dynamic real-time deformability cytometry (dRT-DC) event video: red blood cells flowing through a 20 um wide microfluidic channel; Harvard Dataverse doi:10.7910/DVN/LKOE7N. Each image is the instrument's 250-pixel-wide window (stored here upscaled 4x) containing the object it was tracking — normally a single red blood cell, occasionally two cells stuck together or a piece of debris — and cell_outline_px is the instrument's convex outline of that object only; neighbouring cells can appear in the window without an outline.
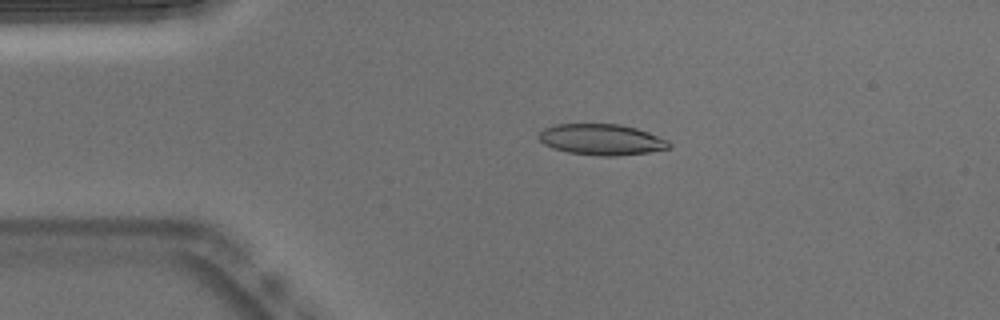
{"species": "Egyptian fruit bat (a non-hibernating species)", "species_latin": "Rousettus aegyptiacus", "temperature_condition": "warm", "stored_images_in_passage": 44, "camera_frame_rate_fps": 3000, "um_per_image_px": 0.085, "animal": {"sex": "male"}, "frame": {"image": 1, "passage_image": 2, "time_ms": 0.333, "image_size_px": [1000, 320], "cell_outline_px": [[672, 144], [668, 148], [648, 152], [616, 156], [600, 156], [568, 152], [552, 148], [544, 144], [536, 136], [544, 128], [556, 124], [620, 124], [636, 128], [648, 132], [668, 140]], "centroid_in_image_um": [51.11, 11.86], "position_along_channel_um": 33.9, "area_um2": 23.52}}
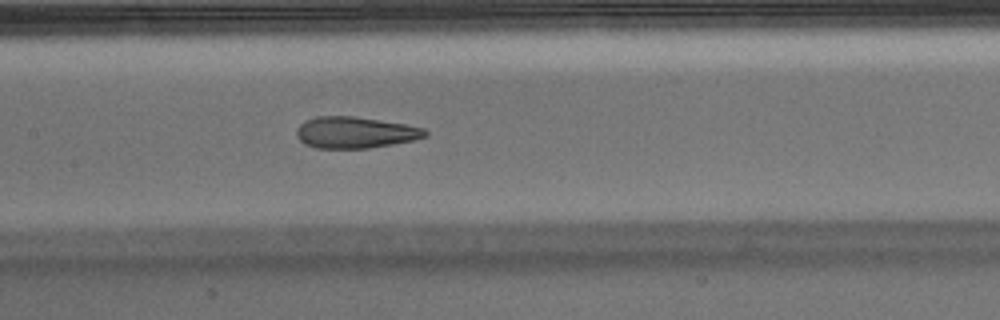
{"frame": {"image": 2, "passage_image": 16, "time_ms": 5.0, "image_size_px": [1000, 320], "cell_outline_px": [[428, 136], [412, 140], [392, 144], [368, 148], [316, 148], [304, 144], [296, 136], [296, 128], [300, 124], [316, 116], [352, 116], [404, 124], [424, 128], [428, 132]], "centroid_in_image_um": [30.16, 11.26], "position_along_channel_um": 177.2, "area_um2": 23.41}}
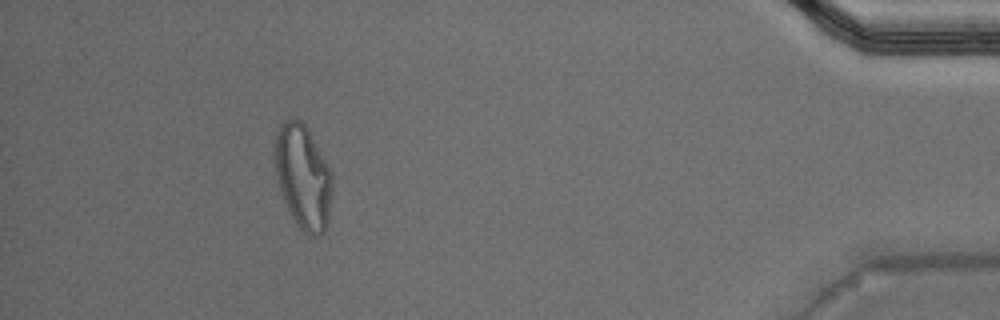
{"frame": {"image": 3, "passage_image": 39, "time_ms": 12.667, "image_size_px": [1000, 320], "cell_outline_px": [[332, 188], [328, 224], [324, 232], [320, 236], [308, 236], [296, 224], [284, 200], [276, 180], [272, 152], [276, 136], [280, 124], [284, 120], [300, 120], [304, 124], [332, 172]], "centroid_in_image_um": [25.74, 15.06], "position_along_channel_um": 409.5, "area_um2": 35.08}, "authors_computed_cell_mechanics": {"area_um2": 24.565, "velocity_mm_per_s": 3.811, "shape_relaxation_time_tau1_ms": null, "shape_relaxation_time_tau2_ms": 1.427, "deformation_change_tau1": null, "deformation_change_tau2": 0.087}}